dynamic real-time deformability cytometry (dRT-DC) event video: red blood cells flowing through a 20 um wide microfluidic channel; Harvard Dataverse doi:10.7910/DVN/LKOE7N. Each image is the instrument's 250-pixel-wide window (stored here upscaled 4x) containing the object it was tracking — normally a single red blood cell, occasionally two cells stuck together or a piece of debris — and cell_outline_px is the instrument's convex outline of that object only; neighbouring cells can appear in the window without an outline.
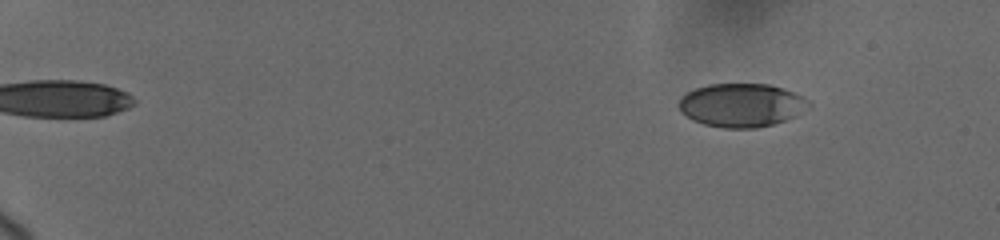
{"species": "human", "species_latin": "Homo sapiens", "temperature_condition": "cold", "stored_images_in_passage": 22, "camera_frame_rate_fps": 3000, "um_per_image_px": 0.085, "donor": {"sex": "female"}, "frame": {"image": 1, "passage_image": 3, "time_ms": 1.667, "image_size_px": [1000, 240], "cell_outline_px": [[812, 108], [796, 116], [772, 124], [756, 128], [724, 128], [704, 124], [692, 120], [680, 112], [680, 96], [696, 88], [708, 84], [768, 84], [784, 88], [808, 100], [812, 104]], "centroid_in_image_um": [63.05, 8.94], "position_along_channel_um": 21.9, "area_um2": 33.06}}
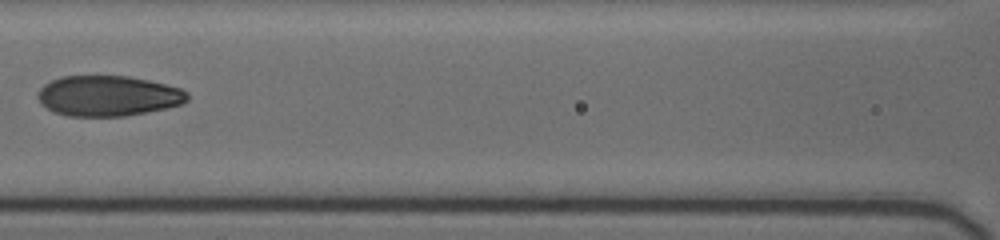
{"frame": {"image": 2, "passage_image": 14, "time_ms": 9.333, "image_size_px": [1000, 240], "cell_outline_px": [[188, 100], [180, 104], [164, 108], [124, 116], [68, 116], [56, 112], [40, 104], [36, 96], [40, 88], [44, 84], [60, 76], [128, 76], [148, 80], [180, 88], [188, 92]], "centroid_in_image_um": [9.15, 8.14], "position_along_channel_um": 157.5, "area_um2": 35.08}}
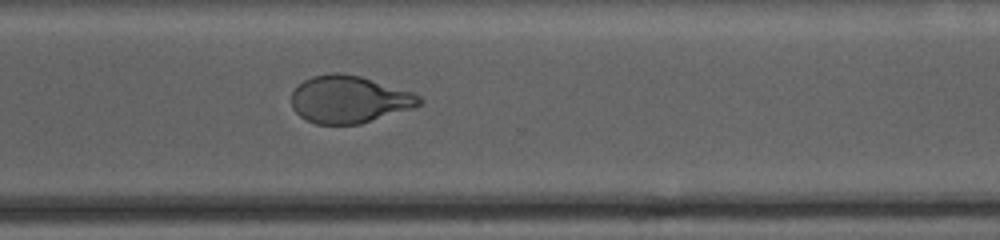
{"frame": {"image": 3, "passage_image": 22, "time_ms": 14.333, "image_size_px": [1000, 240], "cell_outline_px": [[424, 100], [420, 104], [412, 108], [360, 124], [316, 124], [304, 120], [292, 108], [292, 92], [304, 80], [312, 76], [332, 72], [340, 72], [360, 76], [412, 92], [420, 96]], "centroid_in_image_um": [29.66, 8.45], "position_along_channel_um": 340.9, "area_um2": 35.2}}